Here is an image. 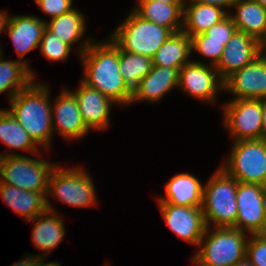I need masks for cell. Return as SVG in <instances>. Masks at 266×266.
Returning a JSON list of instances; mask_svg holds the SVG:
<instances>
[{
	"instance_id": "obj_19",
	"label": "cell",
	"mask_w": 266,
	"mask_h": 266,
	"mask_svg": "<svg viewBox=\"0 0 266 266\" xmlns=\"http://www.w3.org/2000/svg\"><path fill=\"white\" fill-rule=\"evenodd\" d=\"M50 203V200L46 199L47 210L29 221L38 220L36 224H33L31 238L35 247L42 252L39 255L40 257H45L51 253L63 241L65 236L64 220L57 215L56 209L52 208L53 206Z\"/></svg>"
},
{
	"instance_id": "obj_44",
	"label": "cell",
	"mask_w": 266,
	"mask_h": 266,
	"mask_svg": "<svg viewBox=\"0 0 266 266\" xmlns=\"http://www.w3.org/2000/svg\"><path fill=\"white\" fill-rule=\"evenodd\" d=\"M261 48H262V52H266V38H265L264 41L261 43Z\"/></svg>"
},
{
	"instance_id": "obj_14",
	"label": "cell",
	"mask_w": 266,
	"mask_h": 266,
	"mask_svg": "<svg viewBox=\"0 0 266 266\" xmlns=\"http://www.w3.org/2000/svg\"><path fill=\"white\" fill-rule=\"evenodd\" d=\"M261 53V43L258 40L243 31L236 30L226 44L215 68L224 82L230 75L248 65Z\"/></svg>"
},
{
	"instance_id": "obj_37",
	"label": "cell",
	"mask_w": 266,
	"mask_h": 266,
	"mask_svg": "<svg viewBox=\"0 0 266 266\" xmlns=\"http://www.w3.org/2000/svg\"><path fill=\"white\" fill-rule=\"evenodd\" d=\"M10 18V14L4 12H0V34L3 33V31L7 30L8 21ZM1 49V46H0Z\"/></svg>"
},
{
	"instance_id": "obj_7",
	"label": "cell",
	"mask_w": 266,
	"mask_h": 266,
	"mask_svg": "<svg viewBox=\"0 0 266 266\" xmlns=\"http://www.w3.org/2000/svg\"><path fill=\"white\" fill-rule=\"evenodd\" d=\"M93 183L89 172L84 168L76 166L64 169L56 163L49 176L46 199L55 196L59 202L74 207L95 206L97 196Z\"/></svg>"
},
{
	"instance_id": "obj_1",
	"label": "cell",
	"mask_w": 266,
	"mask_h": 266,
	"mask_svg": "<svg viewBox=\"0 0 266 266\" xmlns=\"http://www.w3.org/2000/svg\"><path fill=\"white\" fill-rule=\"evenodd\" d=\"M79 46L77 50L84 75L80 81L100 91L116 104L130 105L132 90L119 71V47L110 38L104 42L85 38Z\"/></svg>"
},
{
	"instance_id": "obj_20",
	"label": "cell",
	"mask_w": 266,
	"mask_h": 266,
	"mask_svg": "<svg viewBox=\"0 0 266 266\" xmlns=\"http://www.w3.org/2000/svg\"><path fill=\"white\" fill-rule=\"evenodd\" d=\"M203 188L201 181L192 174L178 173L165 185V194L157 203H169L175 206H202Z\"/></svg>"
},
{
	"instance_id": "obj_42",
	"label": "cell",
	"mask_w": 266,
	"mask_h": 266,
	"mask_svg": "<svg viewBox=\"0 0 266 266\" xmlns=\"http://www.w3.org/2000/svg\"><path fill=\"white\" fill-rule=\"evenodd\" d=\"M153 1H161L164 3H184V0H153Z\"/></svg>"
},
{
	"instance_id": "obj_34",
	"label": "cell",
	"mask_w": 266,
	"mask_h": 266,
	"mask_svg": "<svg viewBox=\"0 0 266 266\" xmlns=\"http://www.w3.org/2000/svg\"><path fill=\"white\" fill-rule=\"evenodd\" d=\"M72 2L73 0H41L37 5L45 15L53 19L73 10Z\"/></svg>"
},
{
	"instance_id": "obj_36",
	"label": "cell",
	"mask_w": 266,
	"mask_h": 266,
	"mask_svg": "<svg viewBox=\"0 0 266 266\" xmlns=\"http://www.w3.org/2000/svg\"><path fill=\"white\" fill-rule=\"evenodd\" d=\"M39 254L38 255H28L26 254V256L24 258H22V260L15 262V264H13L12 266H38V259H39Z\"/></svg>"
},
{
	"instance_id": "obj_40",
	"label": "cell",
	"mask_w": 266,
	"mask_h": 266,
	"mask_svg": "<svg viewBox=\"0 0 266 266\" xmlns=\"http://www.w3.org/2000/svg\"><path fill=\"white\" fill-rule=\"evenodd\" d=\"M38 266H62L61 263L58 262H46L45 257H39Z\"/></svg>"
},
{
	"instance_id": "obj_33",
	"label": "cell",
	"mask_w": 266,
	"mask_h": 266,
	"mask_svg": "<svg viewBox=\"0 0 266 266\" xmlns=\"http://www.w3.org/2000/svg\"><path fill=\"white\" fill-rule=\"evenodd\" d=\"M246 257L254 266H266V241L256 235H249Z\"/></svg>"
},
{
	"instance_id": "obj_24",
	"label": "cell",
	"mask_w": 266,
	"mask_h": 266,
	"mask_svg": "<svg viewBox=\"0 0 266 266\" xmlns=\"http://www.w3.org/2000/svg\"><path fill=\"white\" fill-rule=\"evenodd\" d=\"M0 197L11 210L30 221L46 210V196L43 193L22 190L18 187L0 183Z\"/></svg>"
},
{
	"instance_id": "obj_17",
	"label": "cell",
	"mask_w": 266,
	"mask_h": 266,
	"mask_svg": "<svg viewBox=\"0 0 266 266\" xmlns=\"http://www.w3.org/2000/svg\"><path fill=\"white\" fill-rule=\"evenodd\" d=\"M46 20L39 17L29 15H10L7 32L15 50L17 51L18 60L24 62L27 66V61L22 58L30 51L37 49L40 45Z\"/></svg>"
},
{
	"instance_id": "obj_12",
	"label": "cell",
	"mask_w": 266,
	"mask_h": 266,
	"mask_svg": "<svg viewBox=\"0 0 266 266\" xmlns=\"http://www.w3.org/2000/svg\"><path fill=\"white\" fill-rule=\"evenodd\" d=\"M157 204L170 230L185 242L199 246L207 228L201 206Z\"/></svg>"
},
{
	"instance_id": "obj_9",
	"label": "cell",
	"mask_w": 266,
	"mask_h": 266,
	"mask_svg": "<svg viewBox=\"0 0 266 266\" xmlns=\"http://www.w3.org/2000/svg\"><path fill=\"white\" fill-rule=\"evenodd\" d=\"M224 125L235 141L263 139L260 99H232L223 104Z\"/></svg>"
},
{
	"instance_id": "obj_35",
	"label": "cell",
	"mask_w": 266,
	"mask_h": 266,
	"mask_svg": "<svg viewBox=\"0 0 266 266\" xmlns=\"http://www.w3.org/2000/svg\"><path fill=\"white\" fill-rule=\"evenodd\" d=\"M192 1L196 3L217 6L223 8L227 12L228 9L232 8L233 4L236 2V0H192Z\"/></svg>"
},
{
	"instance_id": "obj_22",
	"label": "cell",
	"mask_w": 266,
	"mask_h": 266,
	"mask_svg": "<svg viewBox=\"0 0 266 266\" xmlns=\"http://www.w3.org/2000/svg\"><path fill=\"white\" fill-rule=\"evenodd\" d=\"M228 14L229 12L217 6L184 0L182 31L190 37L203 34Z\"/></svg>"
},
{
	"instance_id": "obj_10",
	"label": "cell",
	"mask_w": 266,
	"mask_h": 266,
	"mask_svg": "<svg viewBox=\"0 0 266 266\" xmlns=\"http://www.w3.org/2000/svg\"><path fill=\"white\" fill-rule=\"evenodd\" d=\"M223 83L215 66L210 65V62L207 64L192 60L179 70V89L200 101L217 102L215 100L218 92L224 90Z\"/></svg>"
},
{
	"instance_id": "obj_6",
	"label": "cell",
	"mask_w": 266,
	"mask_h": 266,
	"mask_svg": "<svg viewBox=\"0 0 266 266\" xmlns=\"http://www.w3.org/2000/svg\"><path fill=\"white\" fill-rule=\"evenodd\" d=\"M56 164L17 153H0V183L47 196L48 180Z\"/></svg>"
},
{
	"instance_id": "obj_23",
	"label": "cell",
	"mask_w": 266,
	"mask_h": 266,
	"mask_svg": "<svg viewBox=\"0 0 266 266\" xmlns=\"http://www.w3.org/2000/svg\"><path fill=\"white\" fill-rule=\"evenodd\" d=\"M235 11L229 15L237 30L254 37L260 43L266 38V9L255 0H236L232 6Z\"/></svg>"
},
{
	"instance_id": "obj_18",
	"label": "cell",
	"mask_w": 266,
	"mask_h": 266,
	"mask_svg": "<svg viewBox=\"0 0 266 266\" xmlns=\"http://www.w3.org/2000/svg\"><path fill=\"white\" fill-rule=\"evenodd\" d=\"M179 68L152 66L151 71L132 90L133 102H158L164 96L178 87Z\"/></svg>"
},
{
	"instance_id": "obj_8",
	"label": "cell",
	"mask_w": 266,
	"mask_h": 266,
	"mask_svg": "<svg viewBox=\"0 0 266 266\" xmlns=\"http://www.w3.org/2000/svg\"><path fill=\"white\" fill-rule=\"evenodd\" d=\"M232 144L229 157L220 167L240 183L266 187V138Z\"/></svg>"
},
{
	"instance_id": "obj_16",
	"label": "cell",
	"mask_w": 266,
	"mask_h": 266,
	"mask_svg": "<svg viewBox=\"0 0 266 266\" xmlns=\"http://www.w3.org/2000/svg\"><path fill=\"white\" fill-rule=\"evenodd\" d=\"M71 92L77 99L81 117L89 130L103 131L110 126L111 108L116 103L82 81L77 90Z\"/></svg>"
},
{
	"instance_id": "obj_2",
	"label": "cell",
	"mask_w": 266,
	"mask_h": 266,
	"mask_svg": "<svg viewBox=\"0 0 266 266\" xmlns=\"http://www.w3.org/2000/svg\"><path fill=\"white\" fill-rule=\"evenodd\" d=\"M48 88L46 84L34 80L9 101L10 108L7 109L33 142L47 151L53 137L52 103Z\"/></svg>"
},
{
	"instance_id": "obj_28",
	"label": "cell",
	"mask_w": 266,
	"mask_h": 266,
	"mask_svg": "<svg viewBox=\"0 0 266 266\" xmlns=\"http://www.w3.org/2000/svg\"><path fill=\"white\" fill-rule=\"evenodd\" d=\"M0 141L7 145L9 149H19V151L39 154L38 146L26 130L7 109L3 108H0Z\"/></svg>"
},
{
	"instance_id": "obj_3",
	"label": "cell",
	"mask_w": 266,
	"mask_h": 266,
	"mask_svg": "<svg viewBox=\"0 0 266 266\" xmlns=\"http://www.w3.org/2000/svg\"><path fill=\"white\" fill-rule=\"evenodd\" d=\"M248 233L233 227H207L192 257L193 266H232L246 257Z\"/></svg>"
},
{
	"instance_id": "obj_38",
	"label": "cell",
	"mask_w": 266,
	"mask_h": 266,
	"mask_svg": "<svg viewBox=\"0 0 266 266\" xmlns=\"http://www.w3.org/2000/svg\"><path fill=\"white\" fill-rule=\"evenodd\" d=\"M262 107L263 138H266V97L260 99Z\"/></svg>"
},
{
	"instance_id": "obj_11",
	"label": "cell",
	"mask_w": 266,
	"mask_h": 266,
	"mask_svg": "<svg viewBox=\"0 0 266 266\" xmlns=\"http://www.w3.org/2000/svg\"><path fill=\"white\" fill-rule=\"evenodd\" d=\"M236 199L238 214L233 228L255 235L266 212V187L238 182Z\"/></svg>"
},
{
	"instance_id": "obj_26",
	"label": "cell",
	"mask_w": 266,
	"mask_h": 266,
	"mask_svg": "<svg viewBox=\"0 0 266 266\" xmlns=\"http://www.w3.org/2000/svg\"><path fill=\"white\" fill-rule=\"evenodd\" d=\"M0 49V94L8 91L10 101L19 91L27 88L34 80L35 73L20 60H4Z\"/></svg>"
},
{
	"instance_id": "obj_5",
	"label": "cell",
	"mask_w": 266,
	"mask_h": 266,
	"mask_svg": "<svg viewBox=\"0 0 266 266\" xmlns=\"http://www.w3.org/2000/svg\"><path fill=\"white\" fill-rule=\"evenodd\" d=\"M173 34L169 29L140 17L133 9L110 39L122 50L153 58L158 48Z\"/></svg>"
},
{
	"instance_id": "obj_4",
	"label": "cell",
	"mask_w": 266,
	"mask_h": 266,
	"mask_svg": "<svg viewBox=\"0 0 266 266\" xmlns=\"http://www.w3.org/2000/svg\"><path fill=\"white\" fill-rule=\"evenodd\" d=\"M238 181L221 167L203 188L202 212L207 227H234L237 220Z\"/></svg>"
},
{
	"instance_id": "obj_43",
	"label": "cell",
	"mask_w": 266,
	"mask_h": 266,
	"mask_svg": "<svg viewBox=\"0 0 266 266\" xmlns=\"http://www.w3.org/2000/svg\"><path fill=\"white\" fill-rule=\"evenodd\" d=\"M257 3H259L264 9H266V0H255Z\"/></svg>"
},
{
	"instance_id": "obj_15",
	"label": "cell",
	"mask_w": 266,
	"mask_h": 266,
	"mask_svg": "<svg viewBox=\"0 0 266 266\" xmlns=\"http://www.w3.org/2000/svg\"><path fill=\"white\" fill-rule=\"evenodd\" d=\"M54 100L51 114L53 131L71 141L85 137L90 130L83 122L77 99L71 90L63 88Z\"/></svg>"
},
{
	"instance_id": "obj_27",
	"label": "cell",
	"mask_w": 266,
	"mask_h": 266,
	"mask_svg": "<svg viewBox=\"0 0 266 266\" xmlns=\"http://www.w3.org/2000/svg\"><path fill=\"white\" fill-rule=\"evenodd\" d=\"M85 16L77 8L46 22V27L57 35L63 42L73 47L74 43L81 42L87 25Z\"/></svg>"
},
{
	"instance_id": "obj_21",
	"label": "cell",
	"mask_w": 266,
	"mask_h": 266,
	"mask_svg": "<svg viewBox=\"0 0 266 266\" xmlns=\"http://www.w3.org/2000/svg\"><path fill=\"white\" fill-rule=\"evenodd\" d=\"M184 3H164L153 0H137L133 10L143 19L169 29L182 31Z\"/></svg>"
},
{
	"instance_id": "obj_13",
	"label": "cell",
	"mask_w": 266,
	"mask_h": 266,
	"mask_svg": "<svg viewBox=\"0 0 266 266\" xmlns=\"http://www.w3.org/2000/svg\"><path fill=\"white\" fill-rule=\"evenodd\" d=\"M226 90L234 99H262L266 97V52L248 65L234 72L224 81Z\"/></svg>"
},
{
	"instance_id": "obj_30",
	"label": "cell",
	"mask_w": 266,
	"mask_h": 266,
	"mask_svg": "<svg viewBox=\"0 0 266 266\" xmlns=\"http://www.w3.org/2000/svg\"><path fill=\"white\" fill-rule=\"evenodd\" d=\"M39 48L42 55L50 61H67L72 47L63 42L57 35L44 28Z\"/></svg>"
},
{
	"instance_id": "obj_31",
	"label": "cell",
	"mask_w": 266,
	"mask_h": 266,
	"mask_svg": "<svg viewBox=\"0 0 266 266\" xmlns=\"http://www.w3.org/2000/svg\"><path fill=\"white\" fill-rule=\"evenodd\" d=\"M191 48L199 55L209 59L212 66H216L225 48V42L206 41V35L199 34L191 37Z\"/></svg>"
},
{
	"instance_id": "obj_29",
	"label": "cell",
	"mask_w": 266,
	"mask_h": 266,
	"mask_svg": "<svg viewBox=\"0 0 266 266\" xmlns=\"http://www.w3.org/2000/svg\"><path fill=\"white\" fill-rule=\"evenodd\" d=\"M152 66L151 58L119 48V71L131 90L151 71Z\"/></svg>"
},
{
	"instance_id": "obj_32",
	"label": "cell",
	"mask_w": 266,
	"mask_h": 266,
	"mask_svg": "<svg viewBox=\"0 0 266 266\" xmlns=\"http://www.w3.org/2000/svg\"><path fill=\"white\" fill-rule=\"evenodd\" d=\"M237 30L233 19L228 14L220 22L214 24L203 34L206 35V41L225 42V46Z\"/></svg>"
},
{
	"instance_id": "obj_39",
	"label": "cell",
	"mask_w": 266,
	"mask_h": 266,
	"mask_svg": "<svg viewBox=\"0 0 266 266\" xmlns=\"http://www.w3.org/2000/svg\"><path fill=\"white\" fill-rule=\"evenodd\" d=\"M255 235L266 241V212L265 216L263 217L262 225Z\"/></svg>"
},
{
	"instance_id": "obj_41",
	"label": "cell",
	"mask_w": 266,
	"mask_h": 266,
	"mask_svg": "<svg viewBox=\"0 0 266 266\" xmlns=\"http://www.w3.org/2000/svg\"><path fill=\"white\" fill-rule=\"evenodd\" d=\"M232 266H254V265L248 260L247 257H245L243 260L235 263Z\"/></svg>"
},
{
	"instance_id": "obj_25",
	"label": "cell",
	"mask_w": 266,
	"mask_h": 266,
	"mask_svg": "<svg viewBox=\"0 0 266 266\" xmlns=\"http://www.w3.org/2000/svg\"><path fill=\"white\" fill-rule=\"evenodd\" d=\"M191 52V37L183 31L173 33L158 48L152 58V65L181 69L192 61L189 59Z\"/></svg>"
}]
</instances>
